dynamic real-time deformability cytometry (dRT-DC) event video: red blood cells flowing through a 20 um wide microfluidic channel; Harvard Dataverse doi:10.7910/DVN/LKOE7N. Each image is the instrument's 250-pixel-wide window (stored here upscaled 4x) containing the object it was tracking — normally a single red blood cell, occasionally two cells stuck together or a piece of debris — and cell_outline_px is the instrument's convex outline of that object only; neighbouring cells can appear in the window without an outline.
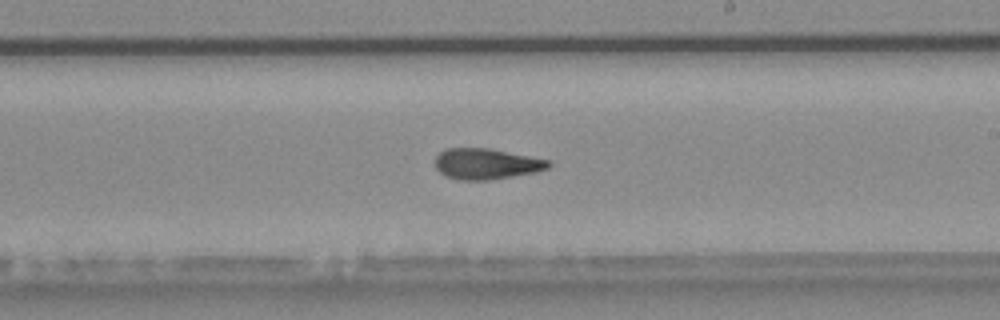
{"species": "common noctule bat (a hibernating species)", "species_latin": "Nyctalus noctula", "temperature_condition": "warm", "stored_images_in_passage": 41, "camera_frame_rate_fps": 3000, "um_per_image_px": 0.085, "animal": {"sex": "male", "body_mass_g": 20.4}, "frame": {"image": 1, "passage_image": 30, "time_ms": 9.667, "image_size_px": [1000, 320], "cell_outline_px": [[552, 164], [548, 168], [536, 172], [488, 180], [460, 180], [444, 176], [436, 168], [436, 156], [444, 148], [488, 148], [552, 160]], "centroid_in_image_um": [41.35, 13.92], "position_along_channel_um": 247.6, "area_um2": 20.46}}